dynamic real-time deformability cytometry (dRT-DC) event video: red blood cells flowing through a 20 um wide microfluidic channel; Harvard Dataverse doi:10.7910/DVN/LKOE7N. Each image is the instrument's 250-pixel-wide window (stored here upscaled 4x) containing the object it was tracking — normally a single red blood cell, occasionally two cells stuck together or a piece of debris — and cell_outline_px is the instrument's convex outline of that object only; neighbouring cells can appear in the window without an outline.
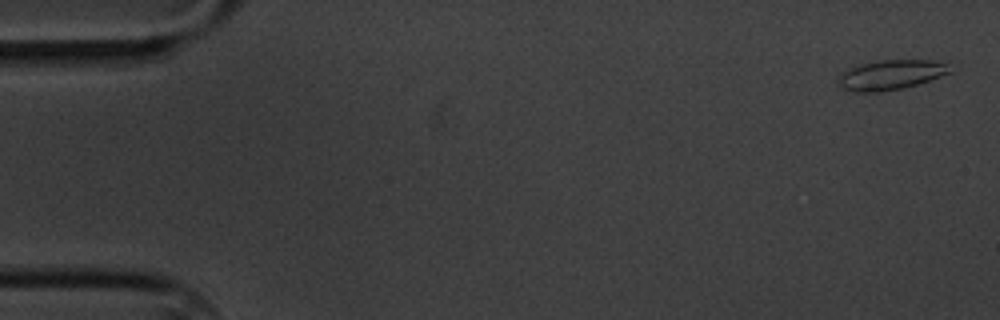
{"species": "common noctule bat (a hibernating species)", "species_latin": "Nyctalus noctula", "temperature_condition": "cold", "stored_images_in_passage": 7, "camera_frame_rate_fps": 3000, "um_per_image_px": 0.085, "animal": {"sex": "male", "body_mass_g": 20.1, "forearm_length_mm": 53.5}, "frame": {"image": 1, "passage_image": 1, "time_ms": 0.0, "image_size_px": [1000, 320], "cell_outline_px": [[952, 72], [904, 88], [880, 92], [852, 92], [840, 88], [840, 72], [864, 64], [880, 60], [932, 60], [944, 64]], "centroid_in_image_um": [75.67, 6.38], "position_along_channel_um": 9.3, "area_um2": 18.96}}
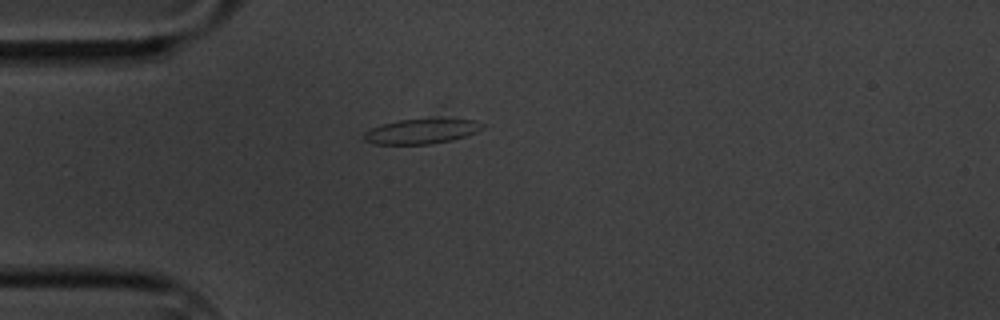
{"frame": {"image": 2, "passage_image": 5, "time_ms": 4.667, "image_size_px": [1000, 320], "cell_outline_px": [[488, 124], [484, 128], [468, 136], [452, 140], [432, 144], [372, 144], [364, 140], [364, 132], [380, 124], [400, 120], [476, 120]], "centroid_in_image_um": [35.85, 11.18], "position_along_channel_um": 49.1, "area_um2": 17.11}}